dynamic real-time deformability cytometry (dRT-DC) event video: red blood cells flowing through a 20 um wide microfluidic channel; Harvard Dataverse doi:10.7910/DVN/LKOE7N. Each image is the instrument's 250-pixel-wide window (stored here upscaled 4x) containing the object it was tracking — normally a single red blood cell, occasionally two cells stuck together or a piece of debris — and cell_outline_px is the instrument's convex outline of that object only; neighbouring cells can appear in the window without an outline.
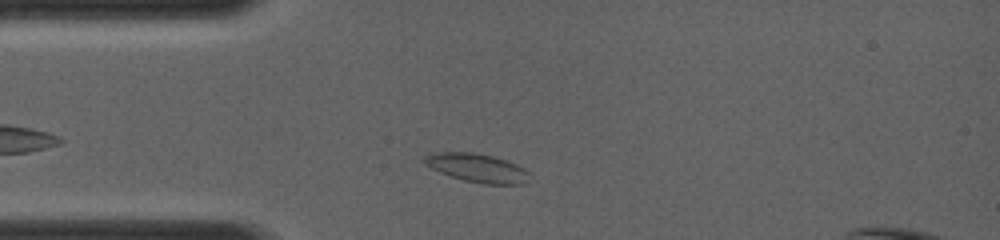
{"species": "common noctule bat (a hibernating species)", "species_latin": "Nyctalus noctula", "temperature_condition": "room temperature", "stored_images_in_passage": 36, "camera_frame_rate_fps": 4000, "um_per_image_px": 0.085, "animal": {"sex": "female", "body_mass_g": 19.0, "forearm_length_mm": 56.7}, "frame": {"image": 1, "passage_image": 6, "time_ms": 1.25, "image_size_px": [1000, 240], "cell_outline_px": [[532, 172], [528, 184], [480, 184], [464, 180], [440, 172], [424, 164], [420, 160], [424, 156], [436, 152], [472, 152], [492, 156], [516, 164]], "centroid_in_image_um": [40.6, 14.28], "position_along_channel_um": 44.4, "area_um2": 17.74}}
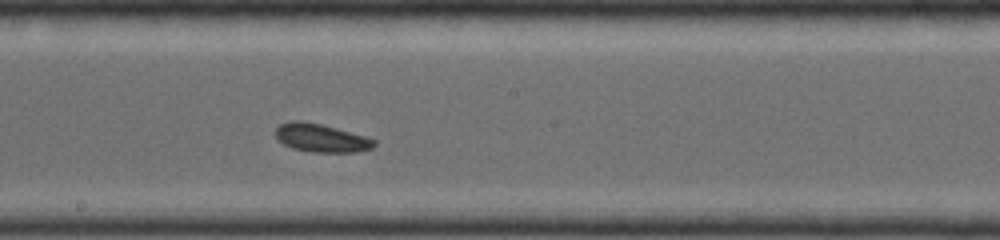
{"frame": {"image": 2, "passage_image": 22, "time_ms": 5.25, "image_size_px": [1000, 240], "cell_outline_px": [[376, 144], [372, 148], [360, 152], [312, 152], [292, 148], [276, 140], [276, 128], [280, 124], [288, 120], [300, 120], [320, 124], [368, 136], [376, 140]], "centroid_in_image_um": [27.31, 11.72], "position_along_channel_um": 220.9, "area_um2": 16.47}}
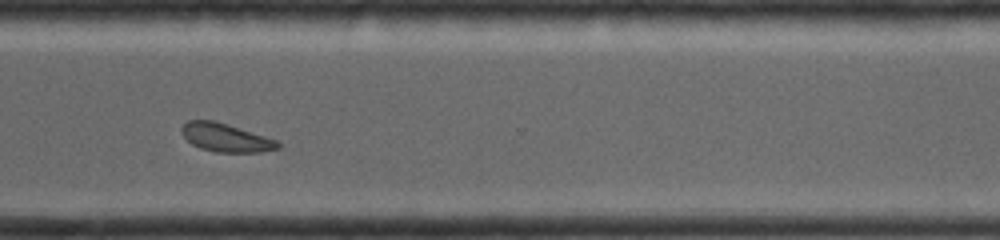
{"frame": {"image": 3, "passage_image": 33, "time_ms": 8.0, "image_size_px": [1000, 240], "cell_outline_px": [[280, 148], [260, 152], [216, 152], [200, 148], [192, 144], [180, 132], [180, 128], [188, 120], [212, 120], [228, 124], [280, 140]], "centroid_in_image_um": [19.22, 11.69], "position_along_channel_um": 351.4, "area_um2": 16.07}}